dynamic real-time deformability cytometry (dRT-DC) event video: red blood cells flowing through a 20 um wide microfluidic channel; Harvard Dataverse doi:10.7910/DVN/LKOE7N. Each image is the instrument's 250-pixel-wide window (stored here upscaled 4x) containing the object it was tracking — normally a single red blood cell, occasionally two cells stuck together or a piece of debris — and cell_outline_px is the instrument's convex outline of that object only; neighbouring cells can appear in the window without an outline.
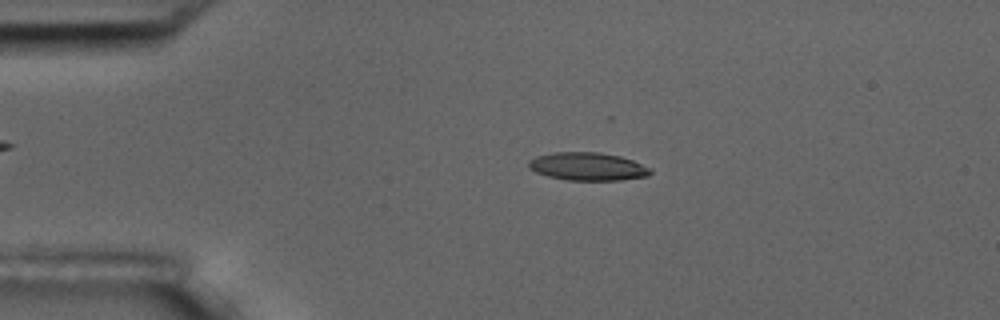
{"species": "common noctule bat (a hibernating species)", "species_latin": "Nyctalus noctula", "temperature_condition": "room temperature", "stored_images_in_passage": 55, "camera_frame_rate_fps": 3000, "um_per_image_px": 0.085, "animal": {"sex": "male", "body_mass_g": 17.5, "forearm_length_mm": 52.3}, "frame": {"image": 1, "passage_image": 11, "time_ms": 3.333, "image_size_px": [1000, 320], "cell_outline_px": [[652, 172], [648, 176], [620, 180], [564, 180], [548, 176], [536, 172], [528, 168], [528, 160], [536, 156], [552, 152], [600, 152], [620, 156], [632, 160], [652, 168]], "centroid_in_image_um": [49.94, 14.15], "position_along_channel_um": 35.1, "area_um2": 20.06}}
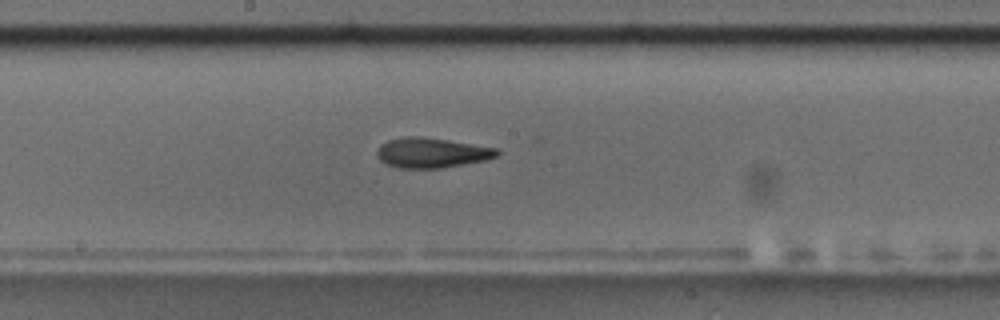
{"frame": {"image": 2, "passage_image": 29, "time_ms": 9.333, "image_size_px": [1000, 320], "cell_outline_px": [[500, 152], [496, 156], [484, 160], [444, 168], [400, 168], [388, 164], [380, 160], [376, 156], [376, 152], [380, 144], [388, 140], [404, 136], [420, 136], [448, 140], [500, 148]], "centroid_in_image_um": [36.69, 12.97], "position_along_channel_um": 211.5, "area_um2": 21.1}}
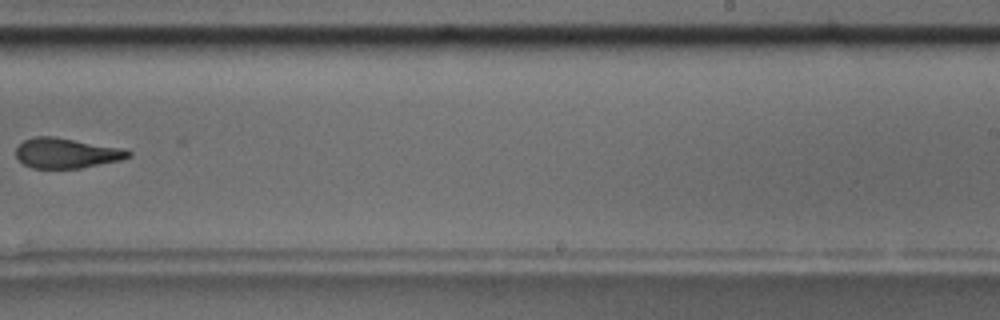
{"frame": {"image": 3, "passage_image": 35, "time_ms": 11.333, "image_size_px": [1000, 320], "cell_outline_px": [[132, 156], [120, 160], [80, 168], [32, 168], [16, 160], [16, 148], [24, 140], [36, 136], [52, 136], [124, 148], [132, 152]], "centroid_in_image_um": [5.64, 13.01], "position_along_channel_um": 283.4, "area_um2": 19.77}, "authors_computed_cell_mechanics": {"area_um2": 20.519, "velocity_mm_per_s": 3.592, "shape_relaxation_time_tau1_ms": null, "shape_relaxation_time_tau2_ms": 4.0928, "deformation_change_tau1": null, "deformation_change_tau2": 0.0812}}